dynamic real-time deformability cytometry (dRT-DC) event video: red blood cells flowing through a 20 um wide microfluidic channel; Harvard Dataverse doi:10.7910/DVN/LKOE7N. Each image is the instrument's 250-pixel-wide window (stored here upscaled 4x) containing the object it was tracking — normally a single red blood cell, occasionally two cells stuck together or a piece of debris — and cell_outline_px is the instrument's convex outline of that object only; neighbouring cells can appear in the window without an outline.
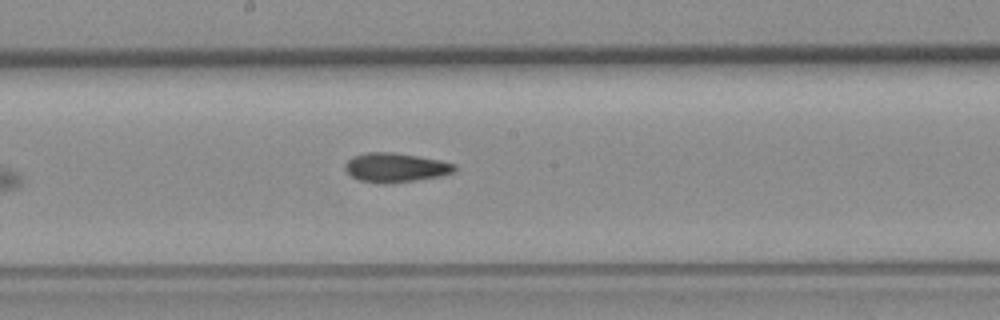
{"species": "common noctule bat (a hibernating species)", "species_latin": "Nyctalus noctula", "temperature_condition": "room temperature", "stored_images_in_passage": 11, "camera_frame_rate_fps": 3000, "um_per_image_px": 0.085, "animal": {"sex": "female", "body_mass_g": 19.3, "forearm_length_mm": 54.1}, "frame": {"image": 1, "passage_image": 10, "time_ms": 3.0, "image_size_px": [1000, 320], "cell_outline_px": [[456, 172], [440, 176], [416, 180], [384, 184], [380, 184], [360, 180], [352, 176], [344, 168], [344, 164], [352, 156], [364, 152], [392, 152], [440, 160], [456, 164]], "centroid_in_image_um": [33.61, 14.24], "position_along_channel_um": 214.6, "area_um2": 18.73}}